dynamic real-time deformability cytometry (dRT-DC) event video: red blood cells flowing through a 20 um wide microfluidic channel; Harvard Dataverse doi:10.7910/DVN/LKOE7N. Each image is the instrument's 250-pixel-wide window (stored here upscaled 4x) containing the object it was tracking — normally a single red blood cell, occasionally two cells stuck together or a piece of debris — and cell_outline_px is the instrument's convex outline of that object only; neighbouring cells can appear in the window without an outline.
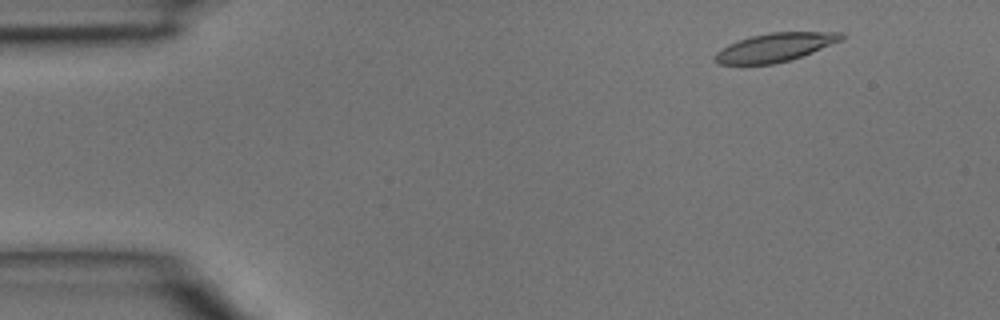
{"species": "common noctule bat (a hibernating species)", "species_latin": "Nyctalus noctula", "temperature_condition": "room temperature", "stored_images_in_passage": 3, "camera_frame_rate_fps": 3000, "um_per_image_px": 0.085, "animal": {"sex": "male", "body_mass_g": 15.6}, "frame": {"image": 1, "passage_image": 1, "time_ms": 0.0, "image_size_px": [1000, 320], "cell_outline_px": [[844, 40], [812, 52], [788, 60], [772, 64], [716, 64], [712, 60], [712, 56], [716, 52], [728, 44], [752, 36], [772, 32], [844, 32]], "centroid_in_image_um": [65.86, 4.02], "position_along_channel_um": 19.1, "area_um2": 20.98}}